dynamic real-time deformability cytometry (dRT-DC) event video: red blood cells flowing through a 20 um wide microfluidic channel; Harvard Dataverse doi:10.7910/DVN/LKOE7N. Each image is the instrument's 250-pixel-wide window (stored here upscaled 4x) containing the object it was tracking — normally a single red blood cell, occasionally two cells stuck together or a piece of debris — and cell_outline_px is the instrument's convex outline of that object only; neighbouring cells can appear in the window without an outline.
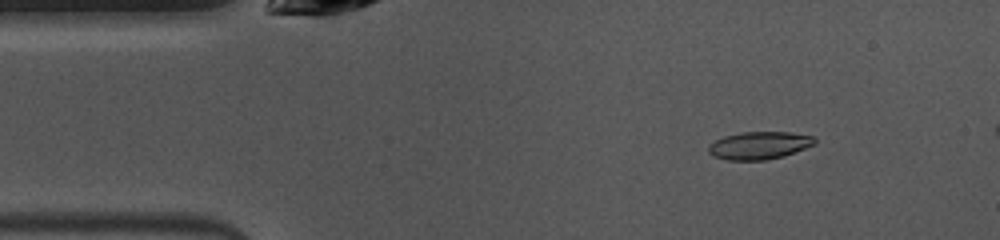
{"species": "common noctule bat (a hibernating species)", "species_latin": "Nyctalus noctula", "temperature_condition": "warm", "stored_images_in_passage": 12, "camera_frame_rate_fps": 3000, "um_per_image_px": 0.085, "animal": {"sex": "female", "body_mass_g": 10.0, "forearm_length_mm": 53.1}, "frame": {"image": 1, "passage_image": 6, "time_ms": 1.667, "image_size_px": [1000, 240], "cell_outline_px": [[816, 144], [784, 156], [768, 160], [728, 160], [712, 156], [708, 152], [708, 144], [724, 136], [740, 132], [788, 132], [812, 136], [816, 140]], "centroid_in_image_um": [64.51, 12.37], "position_along_channel_um": 20.5, "area_um2": 17.22}}